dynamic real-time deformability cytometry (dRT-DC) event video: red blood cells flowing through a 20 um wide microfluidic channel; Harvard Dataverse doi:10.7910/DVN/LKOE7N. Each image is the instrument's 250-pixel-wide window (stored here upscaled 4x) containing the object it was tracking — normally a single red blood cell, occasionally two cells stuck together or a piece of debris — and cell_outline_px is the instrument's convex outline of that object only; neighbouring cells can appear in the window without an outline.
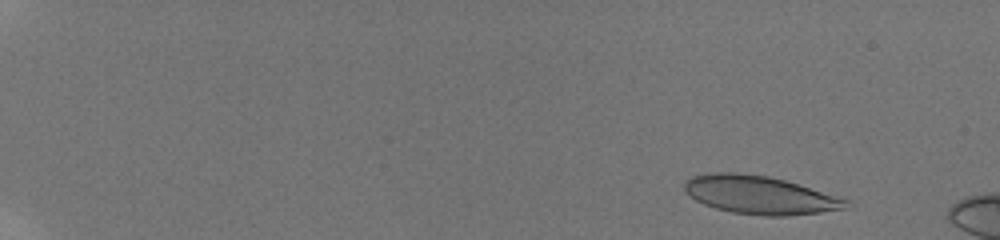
{"species": "human", "species_latin": "Homo sapiens", "temperature_condition": "room temperature", "stored_images_in_passage": 15, "camera_frame_rate_fps": 3000, "um_per_image_px": 0.085, "donor": {"sex": "male"}, "frame": {"image": 1, "passage_image": 3, "time_ms": 1.0, "image_size_px": [1000, 240], "cell_outline_px": [[848, 208], [820, 212], [788, 216], [764, 216], [732, 212], [716, 208], [704, 204], [696, 200], [684, 192], [684, 184], [692, 176], [712, 172], [736, 172], [768, 176], [784, 180], [848, 200]], "centroid_in_image_um": [64.53, 16.57], "position_along_channel_um": 20.5, "area_um2": 35.66}}
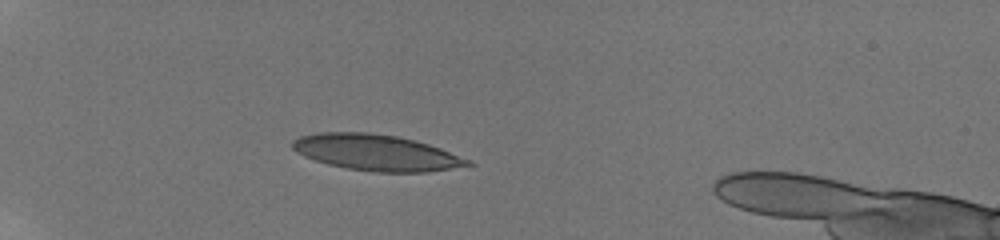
{"frame": {"image": 2, "passage_image": 12, "time_ms": 5.333, "image_size_px": [1000, 240], "cell_outline_px": [[476, 164], [428, 172], [372, 172], [348, 168], [328, 164], [304, 156], [296, 152], [292, 148], [292, 140], [300, 136], [316, 132], [368, 132], [396, 136], [416, 140], [440, 148], [472, 160]], "centroid_in_image_um": [31.99, 12.96], "position_along_channel_um": 53.0, "area_um2": 36.93}}
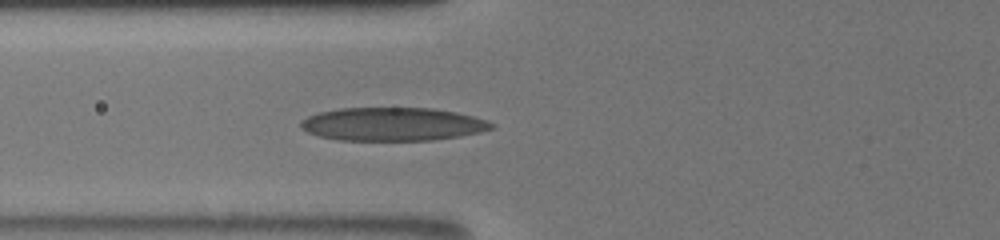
{"frame": {"image": 3, "passage_image": 15, "time_ms": 7.333, "image_size_px": [1000, 240], "cell_outline_px": [[496, 124], [492, 128], [480, 132], [460, 136], [432, 140], [336, 140], [320, 136], [308, 132], [300, 128], [300, 120], [308, 116], [320, 112], [340, 108], [432, 108], [456, 112], [472, 116]], "centroid_in_image_um": [33.34, 10.55], "position_along_channel_um": 92.5, "area_um2": 36.93}}